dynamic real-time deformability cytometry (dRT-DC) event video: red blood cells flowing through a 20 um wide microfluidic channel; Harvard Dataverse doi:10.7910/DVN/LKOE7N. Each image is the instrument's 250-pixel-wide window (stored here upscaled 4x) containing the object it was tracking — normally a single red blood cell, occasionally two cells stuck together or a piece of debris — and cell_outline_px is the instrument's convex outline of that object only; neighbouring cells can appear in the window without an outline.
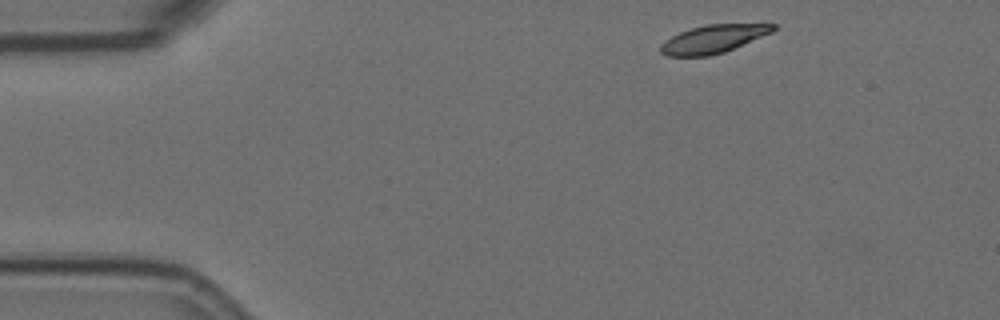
{"species": "Egyptian fruit bat (a non-hibernating species)", "species_latin": "Rousettus aegyptiacus", "temperature_condition": "room temperature", "stored_images_in_passage": 3, "camera_frame_rate_fps": 3000, "um_per_image_px": 0.085, "animal": {"sex": "female"}, "frame": {"image": 1, "passage_image": 1, "time_ms": 0.0, "image_size_px": [1000, 320], "cell_outline_px": [[776, 28], [772, 32], [724, 52], [708, 56], [668, 56], [660, 52], [660, 44], [664, 40], [680, 32], [704, 24], [776, 24]], "centroid_in_image_um": [60.59, 3.31], "position_along_channel_um": 24.4, "area_um2": 18.26}}